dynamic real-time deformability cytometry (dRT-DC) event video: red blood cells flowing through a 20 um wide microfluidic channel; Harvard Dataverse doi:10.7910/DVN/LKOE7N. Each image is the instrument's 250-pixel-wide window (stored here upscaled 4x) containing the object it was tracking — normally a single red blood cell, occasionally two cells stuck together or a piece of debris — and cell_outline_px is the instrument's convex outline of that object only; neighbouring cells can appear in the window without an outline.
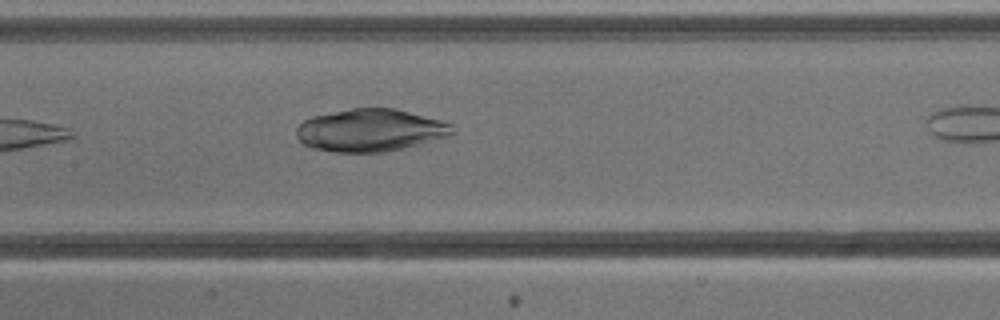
{"species": "common noctule bat (a hibernating species)", "species_latin": "Nyctalus noctula", "temperature_condition": "cold", "stored_images_in_passage": 7, "camera_frame_rate_fps": 3000, "um_per_image_px": 0.085, "animal": {"sex": "male", "body_mass_g": 13.3}, "frame": {"image": 1, "passage_image": 6, "time_ms": 7.0, "image_size_px": [1000, 320], "cell_outline_px": [[456, 132], [448, 136], [400, 148], [380, 152], [336, 152], [312, 148], [304, 144], [296, 136], [296, 128], [304, 120], [312, 116], [352, 108], [392, 108], [440, 120], [452, 124]], "centroid_in_image_um": [31.44, 11.06], "position_along_channel_um": 176.0, "area_um2": 38.15}}